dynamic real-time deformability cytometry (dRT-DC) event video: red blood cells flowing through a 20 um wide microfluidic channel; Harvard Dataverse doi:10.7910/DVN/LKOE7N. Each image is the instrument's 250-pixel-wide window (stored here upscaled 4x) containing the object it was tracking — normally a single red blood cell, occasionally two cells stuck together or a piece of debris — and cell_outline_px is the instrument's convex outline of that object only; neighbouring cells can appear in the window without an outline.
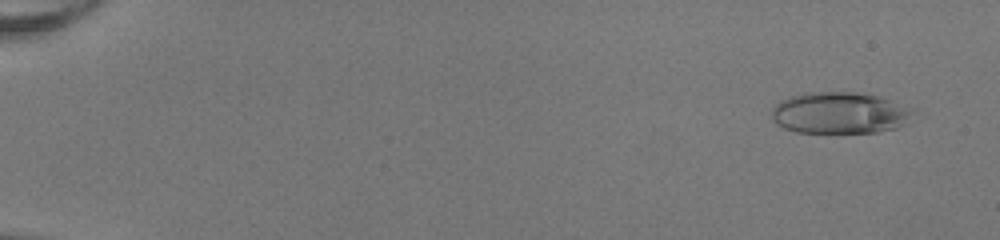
{"species": "human", "species_latin": "Homo sapiens", "temperature_condition": "room temperature", "stored_images_in_passage": 52, "camera_frame_rate_fps": 3000, "um_per_image_px": 0.085, "donor": {"sex": "female"}, "frame": {"image": 1, "passage_image": 4, "time_ms": 1.0, "image_size_px": [1000, 240], "cell_outline_px": [[916, 108], [908, 124], [896, 128], [876, 132], [796, 132], [784, 128], [776, 124], [772, 120], [772, 112], [776, 104], [780, 100], [792, 96], [808, 92], [856, 92], [876, 96]], "centroid_in_image_um": [71.42, 9.6], "position_along_channel_um": 13.6, "area_um2": 34.39}}
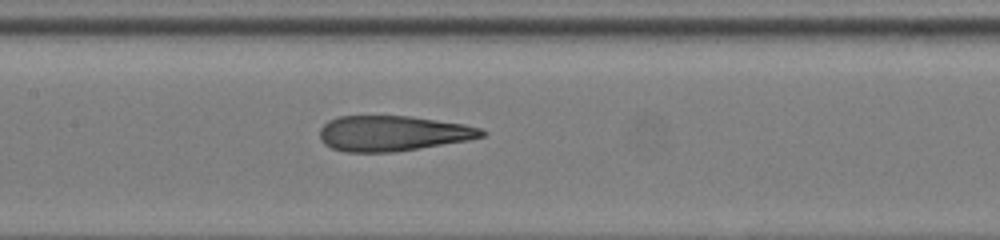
{"frame": {"image": 2, "passage_image": 28, "time_ms": 9.0, "image_size_px": [1000, 240], "cell_outline_px": [[488, 132], [484, 136], [468, 140], [392, 152], [344, 152], [332, 148], [324, 144], [320, 140], [320, 128], [328, 120], [340, 116], [408, 116], [464, 124], [480, 128]], "centroid_in_image_um": [33.35, 11.33], "position_along_channel_um": 174.0, "area_um2": 33.23}}
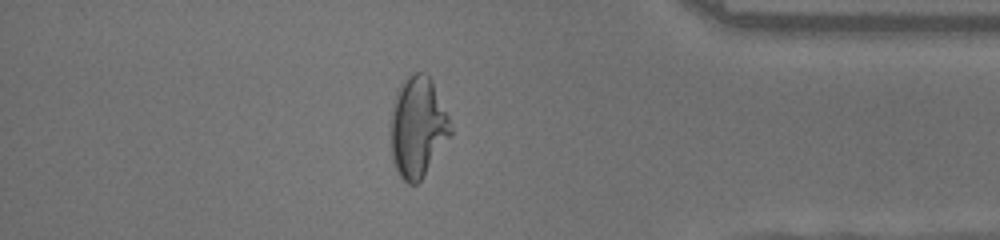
{"frame": {"image": 3, "passage_image": 46, "time_ms": 15.0, "image_size_px": [1000, 240], "cell_outline_px": [[452, 136], [420, 180], [416, 184], [408, 184], [400, 176], [396, 168], [392, 156], [392, 112], [396, 92], [404, 80], [412, 72], [420, 72], [428, 76], [432, 80], [448, 116], [452, 132]], "centroid_in_image_um": [35.53, 10.8], "position_along_channel_um": 399.7, "area_um2": 34.56}, "authors_computed_cell_mechanics": {"area_um2": 34.5933, "velocity_mm_per_s": 4.1165, "shape_relaxation_time_tau1_ms": 10.4754, "shape_relaxation_time_tau2_ms": 0.7869, "deformation_change_tau1": 0.3618, "deformation_change_tau2": 0.1025}}